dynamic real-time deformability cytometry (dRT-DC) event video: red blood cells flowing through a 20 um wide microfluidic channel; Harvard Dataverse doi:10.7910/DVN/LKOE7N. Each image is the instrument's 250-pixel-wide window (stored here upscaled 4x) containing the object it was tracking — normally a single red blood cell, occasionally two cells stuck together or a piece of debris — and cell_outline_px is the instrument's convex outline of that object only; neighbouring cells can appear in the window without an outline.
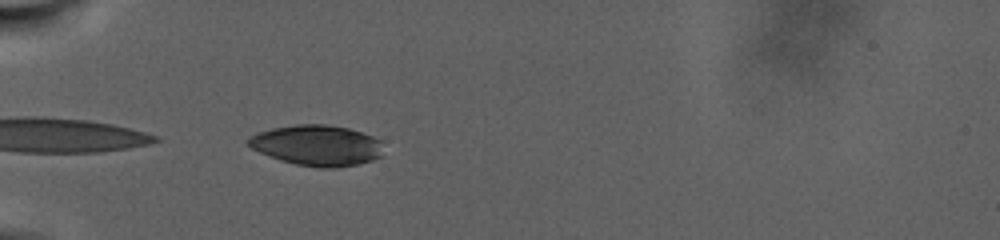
{"species": "human", "species_latin": "Homo sapiens", "temperature_condition": "warm", "stored_images_in_passage": 15, "camera_frame_rate_fps": 3000, "um_per_image_px": 0.085, "donor": {"sex": "male"}, "frame": {"image": 1, "passage_image": 1, "time_ms": 0.0, "image_size_px": [1000, 240], "cell_outline_px": [[380, 156], [372, 160], [360, 164], [336, 168], [320, 168], [296, 164], [280, 160], [260, 152], [252, 148], [248, 144], [248, 140], [252, 136], [260, 132], [272, 128], [296, 124], [324, 124], [348, 128], [372, 136], [380, 140]], "centroid_in_image_um": [26.95, 12.36], "position_along_channel_um": 58.1, "area_um2": 31.67}}
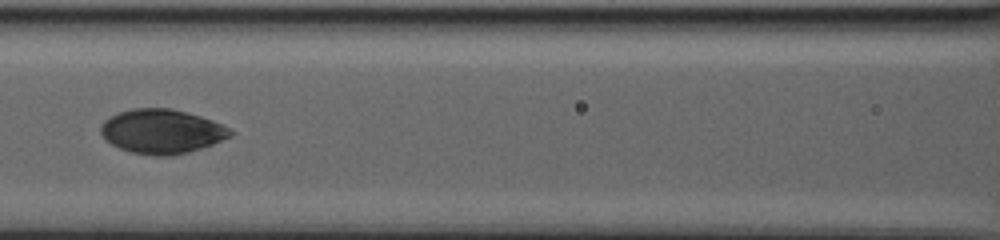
{"frame": {"image": 2, "passage_image": 8, "time_ms": 5.0, "image_size_px": [1000, 240], "cell_outline_px": [[236, 132], [232, 136], [212, 144], [188, 152], [172, 156], [156, 156], [132, 152], [120, 148], [104, 140], [100, 132], [100, 128], [104, 120], [120, 112], [132, 108], [172, 108], [200, 116], [212, 120]], "centroid_in_image_um": [13.75, 11.17], "position_along_channel_um": 152.9, "area_um2": 33.41}}
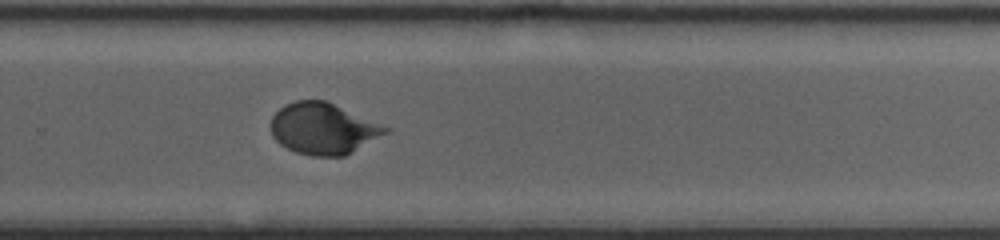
{"frame": {"image": 3, "passage_image": 15, "time_ms": 11.667, "image_size_px": [1000, 240], "cell_outline_px": [[392, 128], [388, 132], [352, 152], [344, 156], [312, 156], [296, 152], [280, 144], [272, 136], [272, 116], [284, 104], [296, 100], [328, 100]], "centroid_in_image_um": [27.5, 10.91], "position_along_channel_um": 302.3, "area_um2": 34.45}}